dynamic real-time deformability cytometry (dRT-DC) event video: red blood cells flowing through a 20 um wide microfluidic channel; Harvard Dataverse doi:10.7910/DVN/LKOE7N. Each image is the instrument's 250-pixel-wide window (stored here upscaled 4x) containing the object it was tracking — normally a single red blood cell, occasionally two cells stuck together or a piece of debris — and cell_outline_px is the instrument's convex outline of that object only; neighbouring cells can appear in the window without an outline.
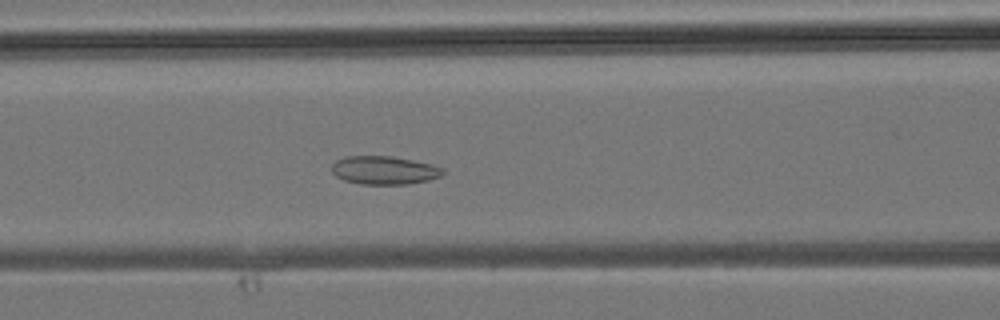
{"species": "common noctule bat (a hibernating species)", "species_latin": "Nyctalus noctula", "temperature_condition": "room temperature", "stored_images_in_passage": 29, "camera_frame_rate_fps": 3000, "um_per_image_px": 0.085, "animal": {"sex": "male", "body_mass_g": 19.2, "forearm_length_mm": 51.8}, "frame": {"image": 1, "passage_image": 6, "time_ms": 1.667, "image_size_px": [1000, 320], "cell_outline_px": [[444, 172], [440, 176], [428, 180], [408, 184], [360, 184], [344, 180], [336, 176], [332, 172], [332, 164], [336, 160], [344, 156], [392, 156], [432, 164], [444, 168]], "centroid_in_image_um": [32.65, 14.46], "position_along_channel_um": 134.0, "area_um2": 18.38}}
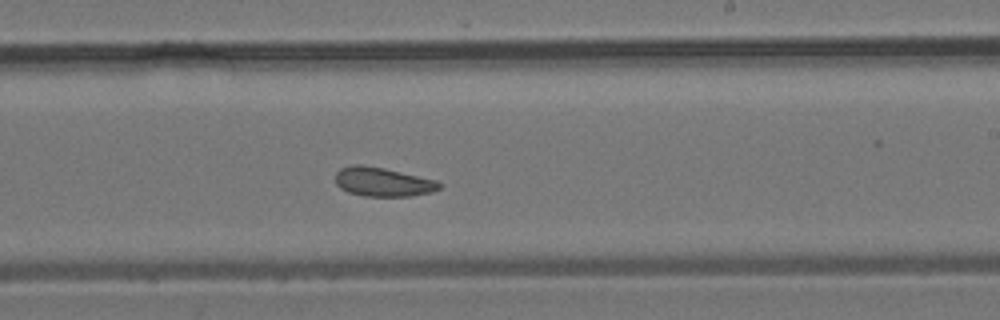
{"frame": {"image": 2, "passage_image": 13, "time_ms": 4.0, "image_size_px": [1000, 320], "cell_outline_px": [[444, 184], [440, 188], [432, 192], [412, 196], [364, 196], [348, 192], [340, 188], [336, 184], [336, 172], [340, 168], [352, 164], [360, 164], [384, 168], [436, 180]], "centroid_in_image_um": [32.54, 15.46], "position_along_channel_um": 256.5, "area_um2": 17.69}}
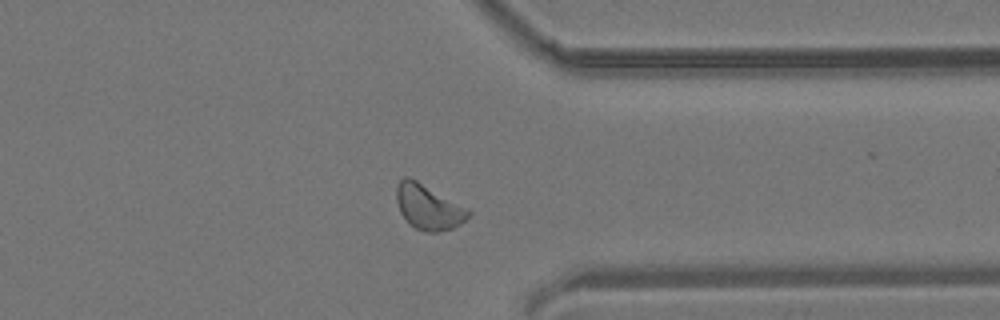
{"frame": {"image": 3, "passage_image": 20, "time_ms": 6.333, "image_size_px": [1000, 320], "cell_outline_px": [[472, 212], [460, 224], [452, 228], [436, 232], [424, 232], [408, 224], [400, 212], [396, 200], [396, 188], [400, 180], [404, 176], [408, 176], [416, 180], [468, 208]], "centroid_in_image_um": [36.39, 17.6], "position_along_channel_um": 375.0, "area_um2": 18.79}}